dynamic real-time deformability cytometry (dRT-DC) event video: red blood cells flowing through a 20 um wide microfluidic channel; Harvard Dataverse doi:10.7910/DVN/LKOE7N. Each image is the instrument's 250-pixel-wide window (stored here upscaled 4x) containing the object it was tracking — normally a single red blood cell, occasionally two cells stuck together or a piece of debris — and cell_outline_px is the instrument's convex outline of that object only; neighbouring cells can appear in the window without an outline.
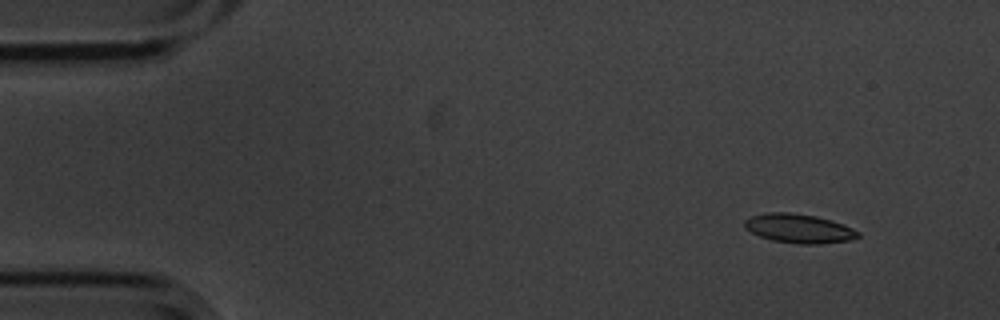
{"species": "common noctule bat (a hibernating species)", "species_latin": "Nyctalus noctula", "temperature_condition": "cold", "stored_images_in_passage": 4, "camera_frame_rate_fps": 3000, "um_per_image_px": 0.085, "animal": {"sex": "male", "body_mass_g": 20.1, "forearm_length_mm": 53.5}, "frame": {"image": 1, "passage_image": 1, "time_ms": 0.0, "image_size_px": [1000, 320], "cell_outline_px": [[860, 236], [848, 240], [820, 244], [800, 244], [772, 240], [760, 236], [744, 228], [744, 220], [752, 216], [764, 212], [792, 212], [816, 216], [832, 220], [844, 224], [860, 232]], "centroid_in_image_um": [67.9, 19.41], "position_along_channel_um": 17.1, "area_um2": 19.31}}
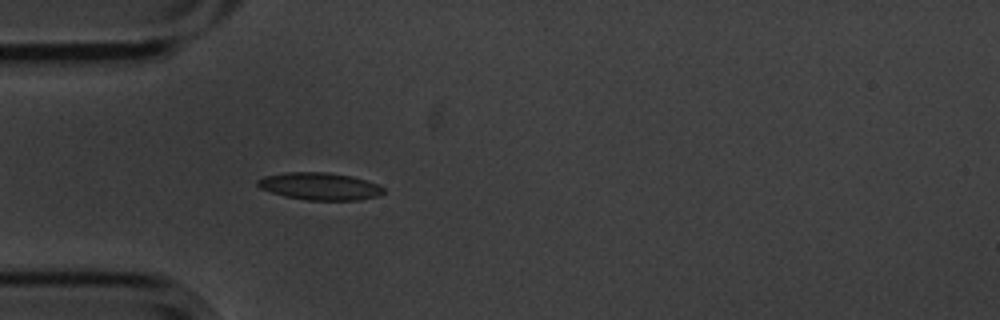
{"frame": {"image": 2, "passage_image": 4, "time_ms": 1.0, "image_size_px": [1000, 320], "cell_outline_px": [[384, 192], [376, 196], [360, 200], [308, 200], [284, 196], [260, 188], [256, 184], [256, 180], [264, 176], [284, 172], [328, 172], [352, 176], [376, 184], [384, 188]], "centroid_in_image_um": [27.14, 15.83], "position_along_channel_um": 57.9, "area_um2": 20.0}}